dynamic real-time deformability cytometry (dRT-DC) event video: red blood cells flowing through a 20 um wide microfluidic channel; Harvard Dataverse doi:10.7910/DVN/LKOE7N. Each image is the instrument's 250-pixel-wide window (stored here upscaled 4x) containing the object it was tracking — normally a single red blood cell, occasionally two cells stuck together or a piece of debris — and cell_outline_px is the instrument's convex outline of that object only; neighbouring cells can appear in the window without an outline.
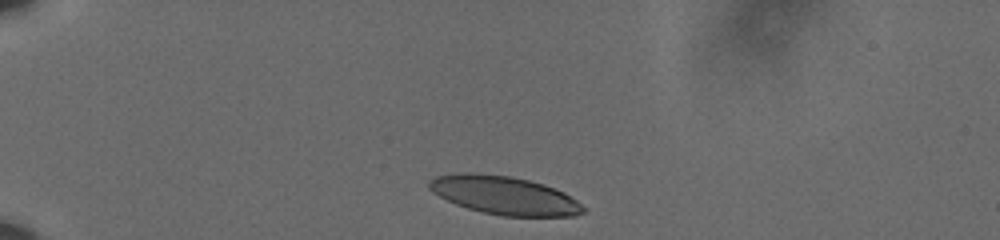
{"species": "human", "species_latin": "Homo sapiens", "temperature_condition": "cold", "stored_images_in_passage": 22, "camera_frame_rate_fps": 3000, "um_per_image_px": 0.085, "donor": {"sex": "male"}, "frame": {"image": 1, "passage_image": 1, "time_ms": 0.0, "image_size_px": [1000, 240], "cell_outline_px": [[584, 212], [576, 216], [504, 216], [484, 212], [468, 208], [456, 204], [432, 192], [428, 188], [428, 180], [436, 176], [456, 172], [472, 172], [508, 176], [528, 180], [544, 184], [564, 192], [576, 200], [584, 208]], "centroid_in_image_um": [42.83, 16.59], "position_along_channel_um": 42.2, "area_um2": 34.33}}
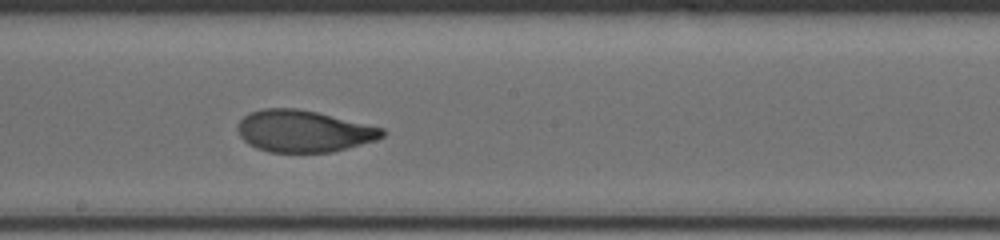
{"frame": {"image": 2, "passage_image": 12, "time_ms": 3.667, "image_size_px": [1000, 240], "cell_outline_px": [[384, 136], [376, 140], [332, 152], [268, 152], [256, 148], [248, 144], [240, 136], [236, 128], [236, 124], [244, 116], [252, 112], [264, 108], [296, 108], [316, 112], [384, 128]], "centroid_in_image_um": [25.77, 11.15], "position_along_channel_um": 222.4, "area_um2": 35.14}}
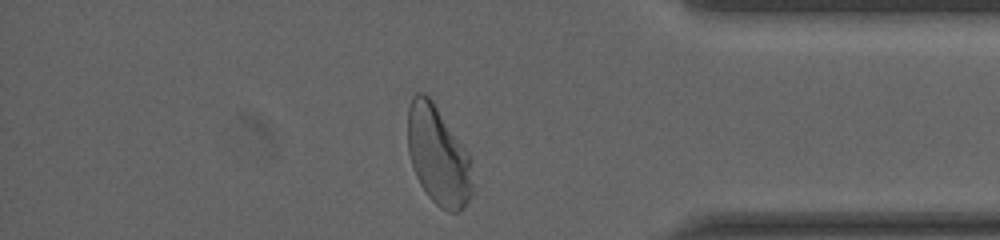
{"frame": {"image": 3, "passage_image": 22, "time_ms": 7.0, "image_size_px": [1000, 240], "cell_outline_px": [[472, 192], [468, 200], [460, 212], [448, 212], [440, 208], [428, 196], [420, 184], [416, 176], [408, 152], [408, 108], [412, 96], [416, 92], [424, 92], [432, 100], [468, 152], [472, 184]], "centroid_in_image_um": [37.22, 13.22], "position_along_channel_um": 398.0, "area_um2": 37.11}}